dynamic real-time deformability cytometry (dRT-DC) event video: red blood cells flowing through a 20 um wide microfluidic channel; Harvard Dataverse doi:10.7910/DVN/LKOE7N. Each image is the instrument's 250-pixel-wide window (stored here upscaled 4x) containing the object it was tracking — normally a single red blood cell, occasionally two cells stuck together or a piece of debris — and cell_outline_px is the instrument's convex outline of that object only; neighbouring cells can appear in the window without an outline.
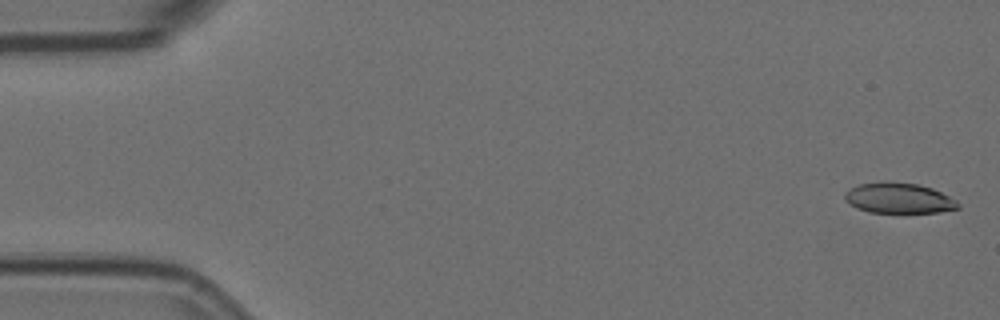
{"species": "Egyptian fruit bat (a non-hibernating species)", "species_latin": "Rousettus aegyptiacus", "temperature_condition": "room temperature", "stored_images_in_passage": 6, "segment_of_instrument_passage": [1, 2], "camera_frame_rate_fps": 3000, "um_per_image_px": 0.085, "animal": {"sex": "female"}, "frame": {"image": 1, "passage_image": 1, "time_ms": 0.0, "image_size_px": [1000, 320], "cell_outline_px": [[960, 208], [940, 212], [868, 212], [856, 208], [848, 204], [844, 200], [844, 192], [860, 184], [880, 180], [920, 184], [932, 188], [956, 200], [960, 204]], "centroid_in_image_um": [76.36, 16.83], "position_along_channel_um": 8.6, "area_um2": 20.35}}
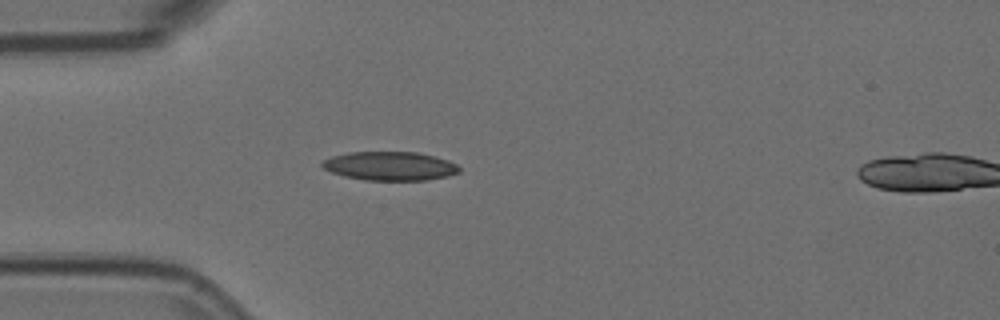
{"frame": {"image": 2, "passage_image": 5, "time_ms": 1.333, "image_size_px": [1000, 320], "cell_outline_px": [[460, 172], [448, 176], [428, 180], [364, 180], [344, 176], [332, 172], [324, 168], [320, 164], [324, 160], [332, 156], [348, 152], [416, 152], [448, 160], [456, 164], [460, 168]], "centroid_in_image_um": [33.15, 14.11], "position_along_channel_um": 51.8, "area_um2": 22.95}}